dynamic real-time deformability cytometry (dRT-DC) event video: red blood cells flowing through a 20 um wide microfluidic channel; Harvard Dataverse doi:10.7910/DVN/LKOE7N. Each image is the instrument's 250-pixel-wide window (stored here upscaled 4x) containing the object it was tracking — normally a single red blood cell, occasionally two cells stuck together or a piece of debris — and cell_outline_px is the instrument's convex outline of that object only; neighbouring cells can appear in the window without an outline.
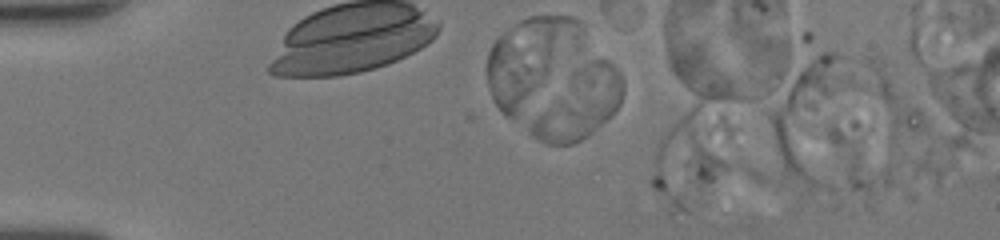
{"species": "human", "species_latin": "Homo sapiens", "temperature_condition": "room temperature", "stored_images_in_passage": 8, "camera_frame_rate_fps": 3000, "um_per_image_px": 0.085, "donor": {"sex": "female"}, "frame": {"image": 1, "passage_image": 2, "time_ms": 0.333, "image_size_px": [1000, 240], "cell_outline_px": [[928, 132], [896, 144], [892, 140], [864, 60], [868, 56], [880, 56], [884, 60], [920, 112], [928, 128]], "centroid_in_image_um": [76.07, 8.71], "position_along_channel_um": 8.9, "area_um2": 18.73}}